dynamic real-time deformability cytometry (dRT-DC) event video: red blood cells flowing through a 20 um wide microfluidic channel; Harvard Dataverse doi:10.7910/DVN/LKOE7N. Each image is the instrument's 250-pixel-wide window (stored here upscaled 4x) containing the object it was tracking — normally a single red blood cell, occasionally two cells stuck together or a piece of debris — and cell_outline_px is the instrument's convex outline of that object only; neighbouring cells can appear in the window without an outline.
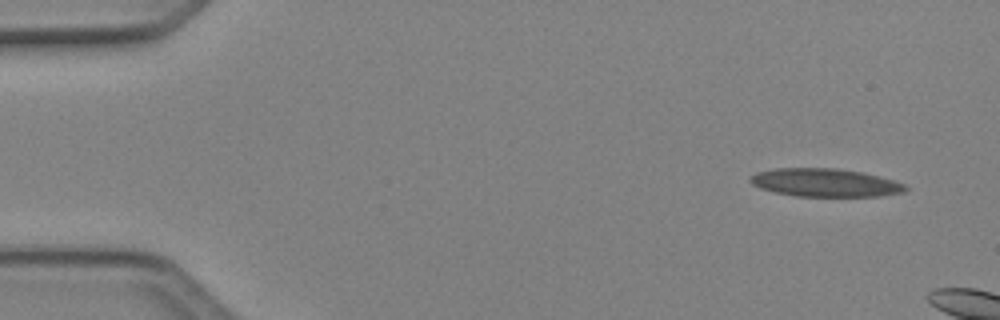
{"species": "Egyptian fruit bat (a non-hibernating species)", "species_latin": "Rousettus aegyptiacus", "temperature_condition": "cold", "stored_images_in_passage": 3, "camera_frame_rate_fps": 3000, "um_per_image_px": 0.085, "animal": {"sex": "female"}, "frame": {"image": 1, "passage_image": 1, "time_ms": 0.0, "image_size_px": [1000, 320], "cell_outline_px": [[908, 188], [904, 192], [880, 196], [796, 196], [776, 192], [760, 188], [752, 184], [748, 180], [756, 172], [776, 168], [836, 168], [864, 172], [892, 180], [904, 184]], "centroid_in_image_um": [70.13, 15.52], "position_along_channel_um": 14.9, "area_um2": 25.37}}